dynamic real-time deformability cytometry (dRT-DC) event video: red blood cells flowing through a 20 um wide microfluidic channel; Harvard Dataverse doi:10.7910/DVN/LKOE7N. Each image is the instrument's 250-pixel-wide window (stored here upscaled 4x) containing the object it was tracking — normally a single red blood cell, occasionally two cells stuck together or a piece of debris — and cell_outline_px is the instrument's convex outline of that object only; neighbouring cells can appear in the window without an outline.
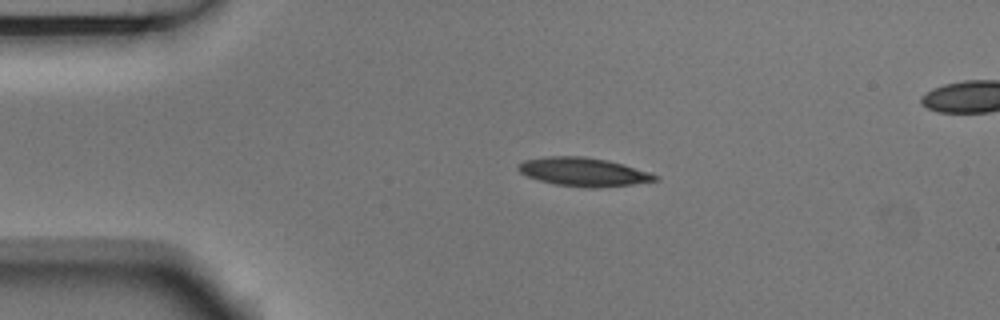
{"species": "Egyptian fruit bat (a non-hibernating species)", "species_latin": "Rousettus aegyptiacus", "temperature_condition": "room temperature", "stored_images_in_passage": 4, "camera_frame_rate_fps": 3000, "um_per_image_px": 0.085, "animal": {"sex": "male"}, "frame": {"image": 1, "passage_image": 2, "time_ms": 0.333, "image_size_px": [1000, 320], "cell_outline_px": [[660, 180], [632, 184], [600, 188], [588, 188], [556, 184], [540, 180], [528, 176], [520, 172], [516, 168], [516, 164], [524, 160], [548, 156], [584, 156], [604, 160], [620, 164], [648, 172], [660, 176]], "centroid_in_image_um": [49.57, 14.62], "position_along_channel_um": 35.4, "area_um2": 22.6}}